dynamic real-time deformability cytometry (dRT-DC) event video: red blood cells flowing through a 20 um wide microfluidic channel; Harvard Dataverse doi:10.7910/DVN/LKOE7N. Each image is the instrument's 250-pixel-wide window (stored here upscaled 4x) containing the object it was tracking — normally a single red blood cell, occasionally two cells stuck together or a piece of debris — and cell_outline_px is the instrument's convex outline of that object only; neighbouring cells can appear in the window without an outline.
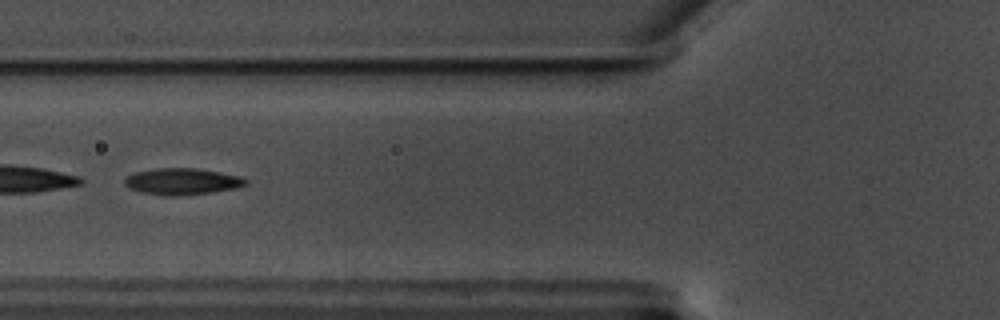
{"species": "common noctule bat (a hibernating species)", "species_latin": "Nyctalus noctula", "temperature_condition": "warm", "stored_images_in_passage": 40, "camera_frame_rate_fps": 3000, "um_per_image_px": 0.085, "animal": {"sex": "male", "body_mass_g": 17.5, "forearm_length_mm": 52.3}, "frame": {"image": 1, "passage_image": 7, "time_ms": 2.0, "image_size_px": [1000, 320], "cell_outline_px": [[248, 184], [236, 188], [212, 192], [172, 196], [140, 192], [128, 188], [124, 184], [124, 180], [128, 176], [136, 172], [156, 168], [196, 168], [220, 172], [240, 176], [248, 180]], "centroid_in_image_um": [15.49, 15.42], "position_along_channel_um": 110.3, "area_um2": 18.61}, "authors_computed_cell_mechanics": {"area_um2": 18.3226, "velocity_mm_per_s": 3.5269, "shape_relaxation_time_tau1_ms": 4.298, "shape_relaxation_time_tau2_ms": 1.6555, "deformation_change_tau1": 0.1796, "deformation_change_tau2": 0.0826}}